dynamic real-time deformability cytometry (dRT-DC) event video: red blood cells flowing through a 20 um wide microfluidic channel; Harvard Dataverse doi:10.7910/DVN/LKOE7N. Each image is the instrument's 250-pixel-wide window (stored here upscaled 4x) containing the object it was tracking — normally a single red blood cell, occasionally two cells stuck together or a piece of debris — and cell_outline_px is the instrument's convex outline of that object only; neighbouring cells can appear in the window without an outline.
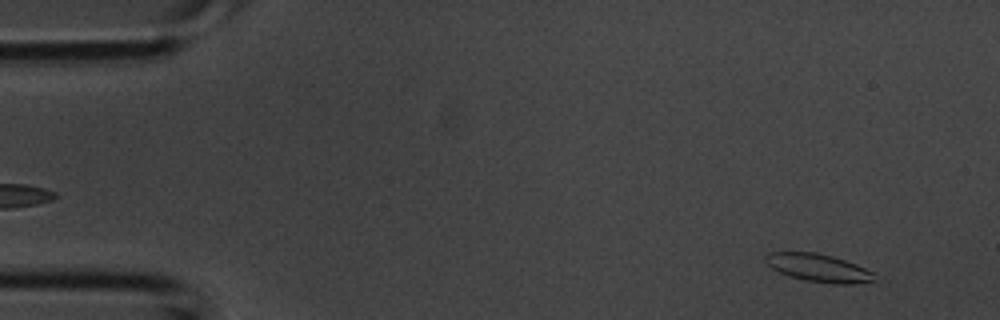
{"species": "common noctule bat (a hibernating species)", "species_latin": "Nyctalus noctula", "temperature_condition": "room temperature", "stored_images_in_passage": 2, "segment_of_instrument_passage": [2, 2], "camera_frame_rate_fps": 3000, "um_per_image_px": 0.085, "animal": {"sex": "male", "body_mass_g": 20.1, "forearm_length_mm": 53.5}, "frame": {"image": 1, "passage_image": 2, "time_ms": 0.333, "image_size_px": [1000, 320], "cell_outline_px": [[872, 280], [852, 284], [836, 284], [804, 280], [788, 276], [772, 268], [764, 260], [764, 256], [768, 252], [816, 252], [832, 256], [856, 264], [872, 272]], "centroid_in_image_um": [69.49, 22.75], "position_along_channel_um": 15.5, "area_um2": 17.46}}